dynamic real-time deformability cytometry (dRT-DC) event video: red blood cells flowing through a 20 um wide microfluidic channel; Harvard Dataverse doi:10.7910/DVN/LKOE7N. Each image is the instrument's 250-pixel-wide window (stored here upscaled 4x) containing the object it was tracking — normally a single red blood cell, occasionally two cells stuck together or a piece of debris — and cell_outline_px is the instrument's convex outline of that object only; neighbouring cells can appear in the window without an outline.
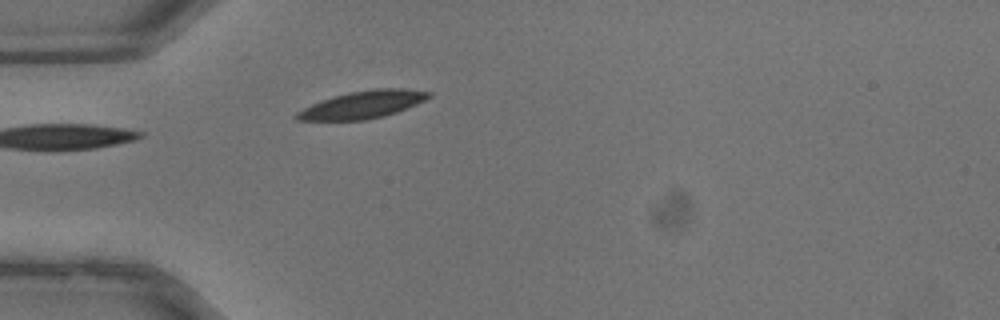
{"species": "common noctule bat (a hibernating species)", "species_latin": "Nyctalus noctula", "temperature_condition": "warm", "stored_images_in_passage": 28, "camera_frame_rate_fps": 3000, "um_per_image_px": 0.085, "animal": {"sex": "male", "body_mass_g": 13.3}, "frame": {"image": 1, "passage_image": 1, "time_ms": 0.0, "image_size_px": [1000, 320], "cell_outline_px": [[432, 96], [416, 104], [396, 112], [384, 116], [364, 120], [296, 120], [292, 116], [296, 112], [312, 104], [332, 96], [348, 92], [376, 88], [400, 88], [432, 92]], "centroid_in_image_um": [30.81, 8.89], "position_along_channel_um": 54.2, "area_um2": 21.1}}
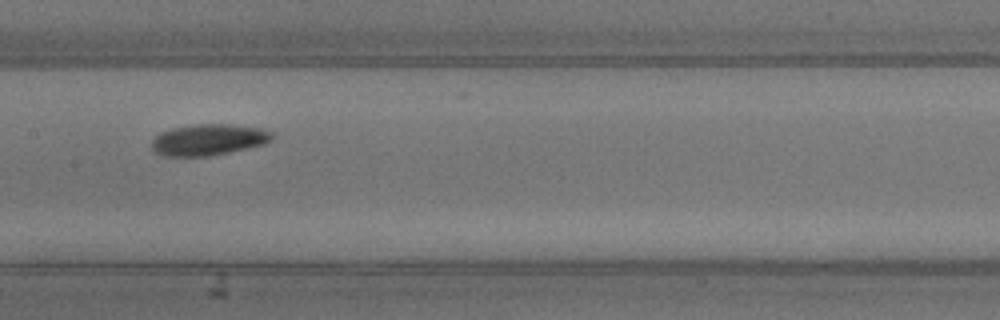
{"frame": {"image": 2, "passage_image": 9, "time_ms": 2.667, "image_size_px": [1000, 320], "cell_outline_px": [[276, 132], [272, 140], [264, 144], [228, 152], [208, 156], [164, 156], [156, 152], [152, 148], [152, 140], [160, 132], [172, 128], [196, 124], [228, 124], [264, 128]], "centroid_in_image_um": [17.77, 11.86], "position_along_channel_um": 189.6, "area_um2": 22.02}}